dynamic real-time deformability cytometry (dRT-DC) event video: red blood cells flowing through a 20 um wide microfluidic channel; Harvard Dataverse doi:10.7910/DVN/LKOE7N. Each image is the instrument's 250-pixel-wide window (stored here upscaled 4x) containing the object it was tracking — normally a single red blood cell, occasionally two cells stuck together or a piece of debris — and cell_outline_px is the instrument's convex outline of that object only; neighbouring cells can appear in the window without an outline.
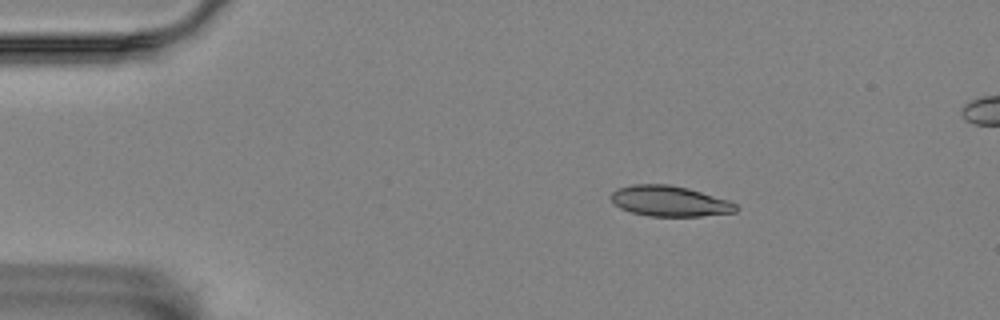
{"species": "Egyptian fruit bat (a non-hibernating species)", "species_latin": "Rousettus aegyptiacus", "temperature_condition": "room temperature", "stored_images_in_passage": 5, "camera_frame_rate_fps": 3000, "um_per_image_px": 0.085, "animal": {"sex": "female"}, "frame": {"image": 1, "passage_image": 2, "time_ms": 0.333, "image_size_px": [1000, 320], "cell_outline_px": [[740, 208], [736, 212], [700, 216], [648, 216], [632, 212], [620, 208], [612, 204], [608, 196], [616, 188], [632, 184], [668, 184], [688, 188], [728, 200], [736, 204]], "centroid_in_image_um": [56.87, 17.09], "position_along_channel_um": 28.1, "area_um2": 22.48}}